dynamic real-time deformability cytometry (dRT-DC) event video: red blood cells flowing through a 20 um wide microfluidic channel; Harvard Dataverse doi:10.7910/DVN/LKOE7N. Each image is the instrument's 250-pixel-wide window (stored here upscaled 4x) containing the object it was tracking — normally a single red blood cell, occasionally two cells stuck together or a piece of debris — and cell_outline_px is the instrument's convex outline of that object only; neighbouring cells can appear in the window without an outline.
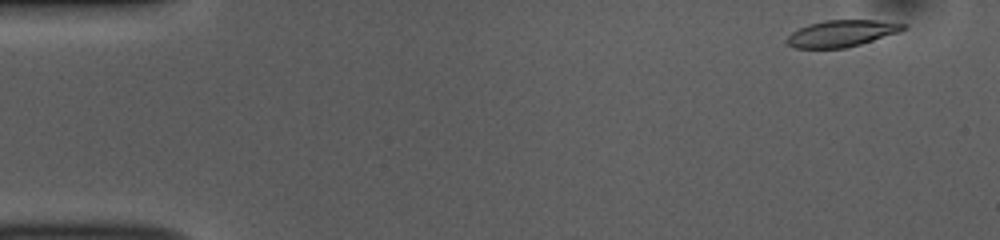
{"species": "common noctule bat (a hibernating species)", "species_latin": "Nyctalus noctula", "temperature_condition": "room temperature", "stored_images_in_passage": 49, "camera_frame_rate_fps": 3000, "um_per_image_px": 0.085, "animal": {"sex": "female", "body_mass_g": 10.0, "forearm_length_mm": 53.1}, "frame": {"image": 1, "passage_image": 1, "time_ms": 0.0, "image_size_px": [1000, 240], "cell_outline_px": [[908, 28], [900, 32], [860, 44], [844, 48], [796, 48], [788, 44], [784, 40], [792, 32], [808, 24], [824, 20], [876, 20], [908, 24]], "centroid_in_image_um": [71.56, 2.83], "position_along_channel_um": 13.4, "area_um2": 18.09}}
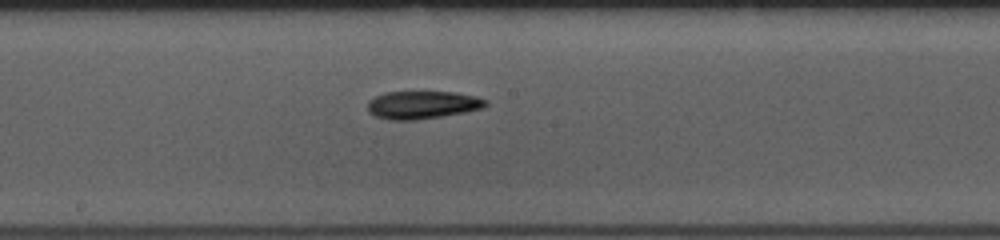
{"frame": {"image": 2, "passage_image": 25, "time_ms": 8.0, "image_size_px": [1000, 240], "cell_outline_px": [[488, 104], [484, 108], [464, 112], [416, 120], [388, 120], [376, 116], [368, 112], [368, 100], [384, 92], [452, 92], [476, 96], [488, 100]], "centroid_in_image_um": [35.9, 8.91], "position_along_channel_um": 212.3, "area_um2": 19.19}}
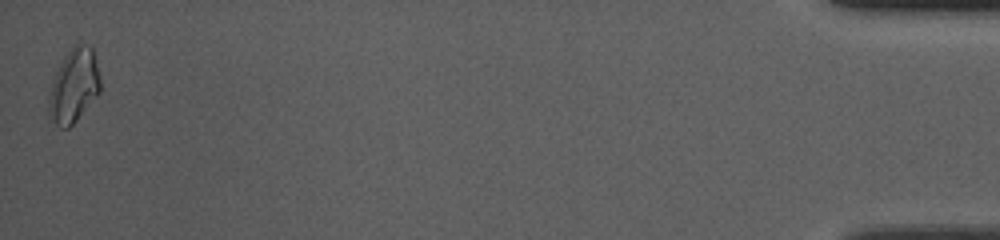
{"frame": {"image": 3, "passage_image": 49, "time_ms": 16.0, "image_size_px": [1000, 240], "cell_outline_px": [[100, 92], [76, 120], [68, 128], [60, 128], [48, 116], [48, 96], [52, 80], [64, 56], [72, 44], [88, 44], [92, 48], [100, 80]], "centroid_in_image_um": [6.25, 7.29], "position_along_channel_um": 429.0, "area_um2": 22.08}, "authors_computed_cell_mechanics": {"area_um2": 18.6694, "velocity_mm_per_s": 3.8605, "shape_relaxation_time_tau1_ms": null, "shape_relaxation_time_tau2_ms": 8.4543, "deformation_change_tau1": null, "deformation_change_tau2": 0.158}}